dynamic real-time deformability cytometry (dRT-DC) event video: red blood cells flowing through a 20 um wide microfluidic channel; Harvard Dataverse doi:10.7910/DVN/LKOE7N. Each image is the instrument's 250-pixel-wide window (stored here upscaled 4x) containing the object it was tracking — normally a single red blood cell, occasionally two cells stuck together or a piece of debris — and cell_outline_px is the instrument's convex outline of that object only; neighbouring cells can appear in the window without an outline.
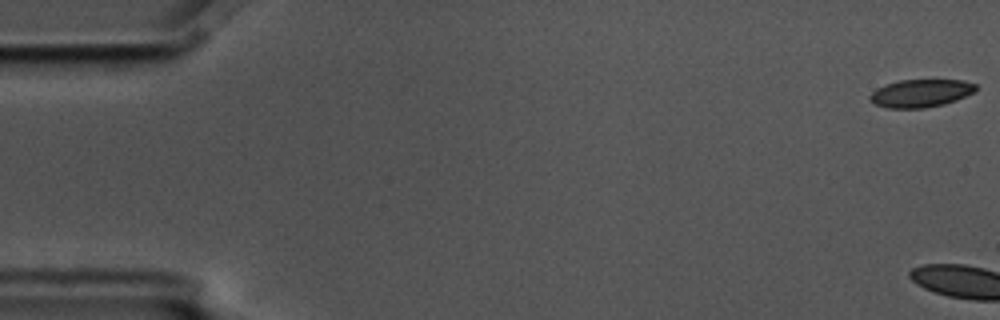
{"species": "common noctule bat (a hibernating species)", "species_latin": "Nyctalus noctula", "temperature_condition": "cold", "stored_images_in_passage": 6, "camera_frame_rate_fps": 3000, "um_per_image_px": 0.085, "animal": {"sex": "male", "body_mass_g": 17.5, "forearm_length_mm": 52.3}, "frame": {"image": 1, "passage_image": 1, "time_ms": 0.0, "image_size_px": [1000, 320], "cell_outline_px": [[976, 92], [956, 100], [944, 104], [924, 108], [888, 108], [876, 104], [868, 100], [868, 96], [876, 88], [884, 84], [900, 80], [964, 80], [976, 84]], "centroid_in_image_um": [78.25, 7.92], "position_along_channel_um": 6.7, "area_um2": 17.34}}
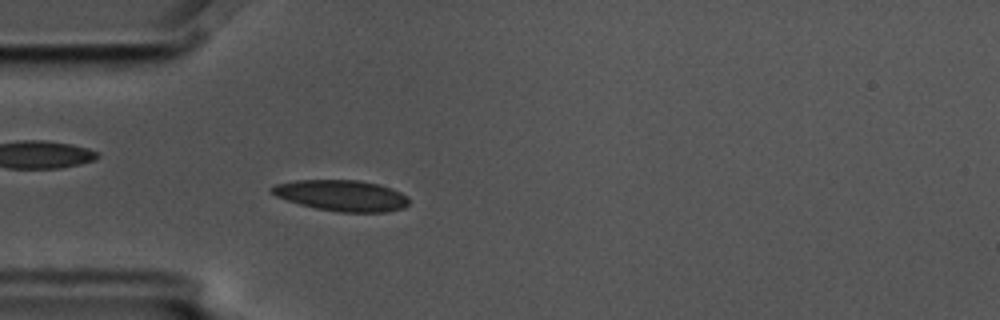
{"frame": {"image": 2, "passage_image": 6, "time_ms": 1.667, "image_size_px": [1000, 320], "cell_outline_px": [[408, 204], [404, 208], [384, 212], [340, 212], [316, 208], [300, 204], [276, 196], [268, 192], [268, 188], [276, 184], [296, 180], [360, 180], [392, 188], [408, 196]], "centroid_in_image_um": [29.02, 16.61], "position_along_channel_um": 56.0, "area_um2": 24.8}}